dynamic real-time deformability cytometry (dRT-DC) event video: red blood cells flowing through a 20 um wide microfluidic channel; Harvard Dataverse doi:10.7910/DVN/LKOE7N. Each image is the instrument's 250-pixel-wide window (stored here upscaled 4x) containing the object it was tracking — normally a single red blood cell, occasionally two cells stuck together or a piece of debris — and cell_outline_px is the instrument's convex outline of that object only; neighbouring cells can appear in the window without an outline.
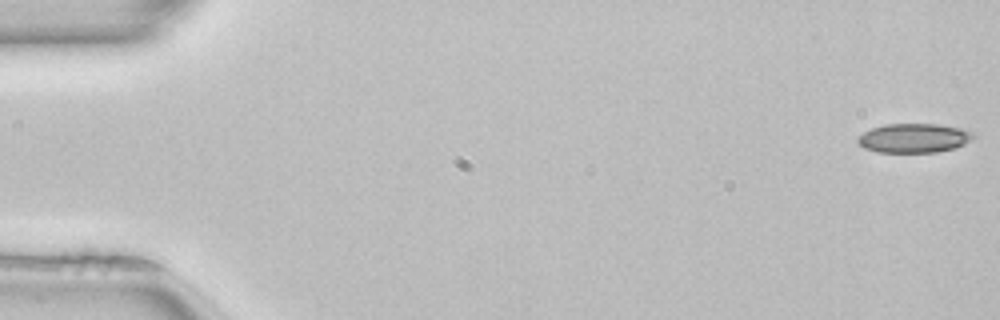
{"species": "common noctule bat (a hibernating species)", "species_latin": "Nyctalus noctula", "temperature_condition": "room temperature", "stored_images_in_passage": 15, "camera_frame_rate_fps": 3000, "um_per_image_px": 0.085, "animal": {"sex": "female", "body_mass_g": 22.7, "forearm_length_mm": 54.2}, "frame": {"image": 1, "passage_image": 1, "time_ms": 0.0, "image_size_px": [1000, 320], "cell_outline_px": [[976, 136], [964, 144], [956, 148], [936, 152], [876, 152], [864, 148], [856, 140], [856, 136], [872, 128], [884, 124], [936, 124], [960, 128], [972, 132]], "centroid_in_image_um": [77.66, 11.74], "position_along_channel_um": 7.3, "area_um2": 19.71}}
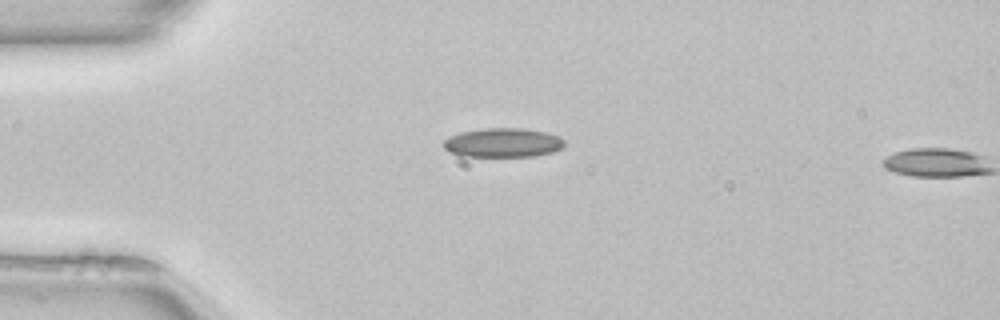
{"frame": {"image": 2, "passage_image": 13, "time_ms": 4.0, "image_size_px": [1000, 320], "cell_outline_px": [[564, 144], [560, 148], [552, 152], [536, 156], [460, 156], [448, 152], [440, 144], [448, 136], [460, 132], [484, 128], [520, 128], [548, 132], [560, 136], [564, 140]], "centroid_in_image_um": [42.7, 12.12], "position_along_channel_um": 42.3, "area_um2": 20.81}}